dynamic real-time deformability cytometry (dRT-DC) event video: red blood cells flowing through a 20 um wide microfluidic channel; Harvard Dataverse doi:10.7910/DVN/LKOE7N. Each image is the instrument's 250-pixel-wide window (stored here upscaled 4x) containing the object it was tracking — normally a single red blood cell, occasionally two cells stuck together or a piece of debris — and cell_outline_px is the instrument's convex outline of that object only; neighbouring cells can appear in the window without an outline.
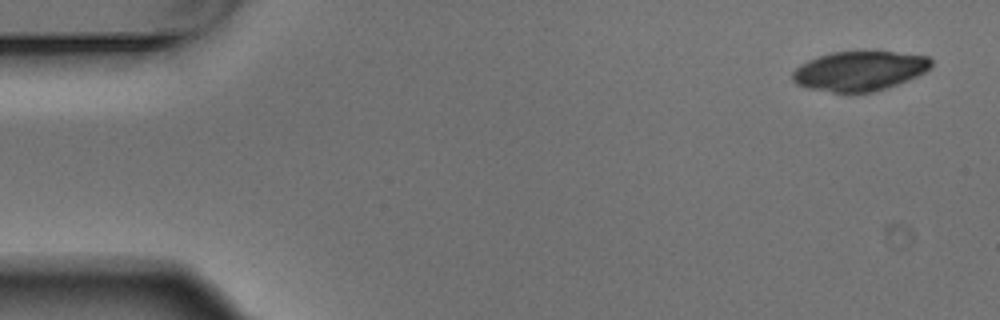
{"species": "Egyptian fruit bat (a non-hibernating species)", "species_latin": "Rousettus aegyptiacus", "temperature_condition": "warm", "stored_images_in_passage": 4, "camera_frame_rate_fps": 3000, "um_per_image_px": 0.085, "animal": {"sex": "male"}, "frame": {"image": 1, "passage_image": 1, "time_ms": 0.0, "image_size_px": [1000, 320], "cell_outline_px": [[932, 64], [924, 72], [908, 80], [888, 88], [872, 92], [832, 92], [808, 88], [796, 84], [792, 80], [792, 72], [800, 64], [808, 60], [832, 52], [892, 52], [928, 56], [932, 60]], "centroid_in_image_um": [73.04, 6.04], "position_along_channel_um": 12.0, "area_um2": 31.79}}
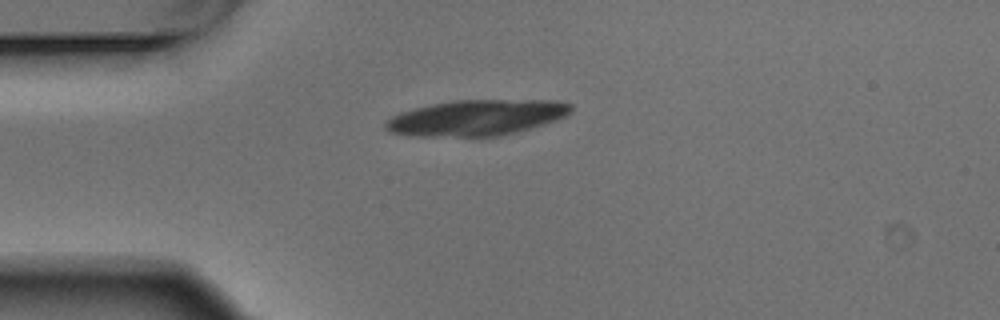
{"frame": {"image": 2, "passage_image": 4, "time_ms": 1.0, "image_size_px": [1000, 320], "cell_outline_px": [[572, 112], [568, 116], [556, 120], [516, 132], [500, 136], [412, 136], [392, 132], [384, 128], [384, 124], [392, 116], [400, 112], [432, 104], [456, 100], [556, 100], [572, 104]], "centroid_in_image_um": [40.54, 10.0], "position_along_channel_um": 44.5, "area_um2": 38.55}}